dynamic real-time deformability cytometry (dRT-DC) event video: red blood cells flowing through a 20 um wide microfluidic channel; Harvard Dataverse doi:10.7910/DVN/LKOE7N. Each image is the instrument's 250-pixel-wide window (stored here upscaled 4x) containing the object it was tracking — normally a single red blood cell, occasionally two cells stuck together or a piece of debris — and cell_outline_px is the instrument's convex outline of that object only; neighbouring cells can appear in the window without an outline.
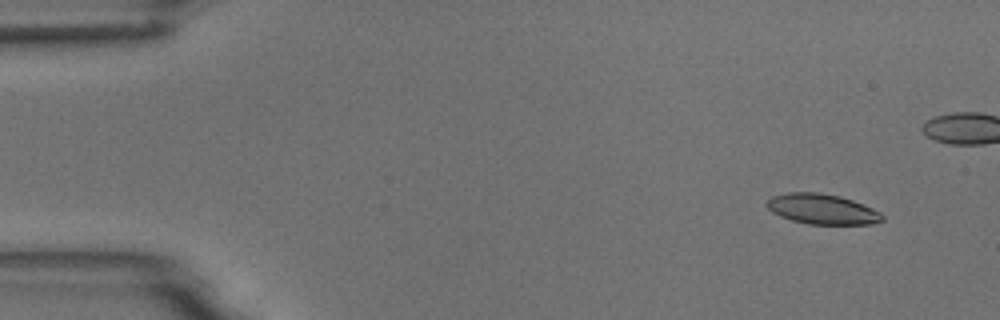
{"species": "common noctule bat (a hibernating species)", "species_latin": "Nyctalus noctula", "temperature_condition": "room temperature", "stored_images_in_passage": 9, "camera_frame_rate_fps": 3000, "um_per_image_px": 0.085, "animal": {"sex": "male", "body_mass_g": 18.8}, "frame": {"image": 1, "passage_image": 2, "time_ms": 1.333, "image_size_px": [1000, 320], "cell_outline_px": [[884, 220], [872, 224], [808, 224], [792, 220], [780, 216], [772, 212], [764, 204], [772, 196], [788, 192], [816, 192], [840, 196], [852, 200], [872, 208], [880, 212], [884, 216]], "centroid_in_image_um": [69.87, 17.77], "position_along_channel_um": 15.1, "area_um2": 20.35}}